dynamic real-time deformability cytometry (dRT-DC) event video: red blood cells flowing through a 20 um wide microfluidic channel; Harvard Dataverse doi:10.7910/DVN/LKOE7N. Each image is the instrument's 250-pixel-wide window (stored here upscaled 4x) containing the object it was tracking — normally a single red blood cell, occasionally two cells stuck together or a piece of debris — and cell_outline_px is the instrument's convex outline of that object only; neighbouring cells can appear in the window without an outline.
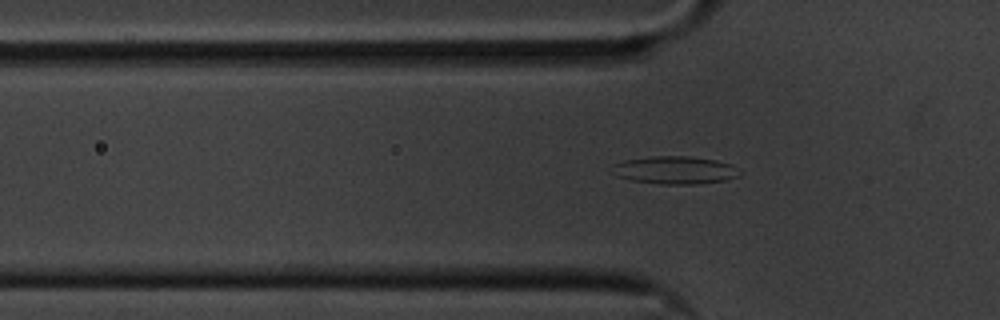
{"species": "common noctule bat (a hibernating species)", "species_latin": "Nyctalus noctula", "temperature_condition": "cold", "stored_images_in_passage": 59, "camera_frame_rate_fps": 3000, "um_per_image_px": 0.085, "animal": {"sex": "male", "body_mass_g": 20.1, "forearm_length_mm": 53.5}, "frame": {"image": 1, "passage_image": 19, "time_ms": 6.0, "image_size_px": [1000, 320], "cell_outline_px": [[740, 176], [724, 180], [696, 184], [660, 184], [632, 180], [616, 176], [612, 164], [624, 160], [652, 156], [688, 156], [716, 160], [732, 164]], "centroid_in_image_um": [57.35, 14.45], "position_along_channel_um": 68.5, "area_um2": 20.46}}
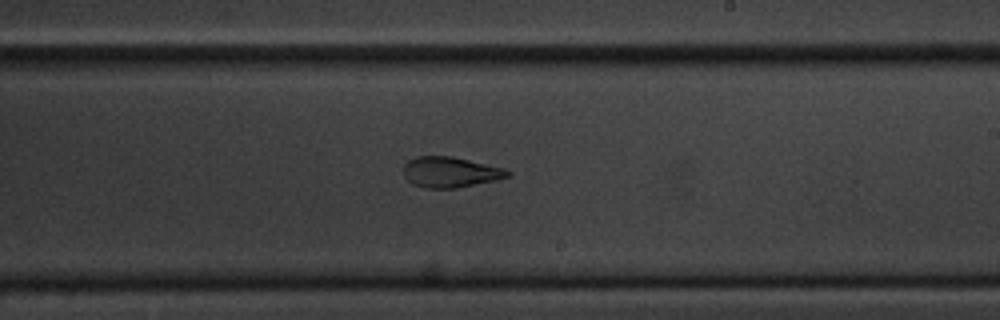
{"frame": {"image": 2, "passage_image": 35, "time_ms": 11.333, "image_size_px": [1000, 320], "cell_outline_px": [[512, 172], [508, 176], [496, 180], [456, 188], [424, 188], [412, 184], [404, 176], [404, 164], [408, 160], [416, 156], [452, 156], [504, 168]], "centroid_in_image_um": [38.25, 14.63], "position_along_channel_um": 250.7, "area_um2": 18.55}}
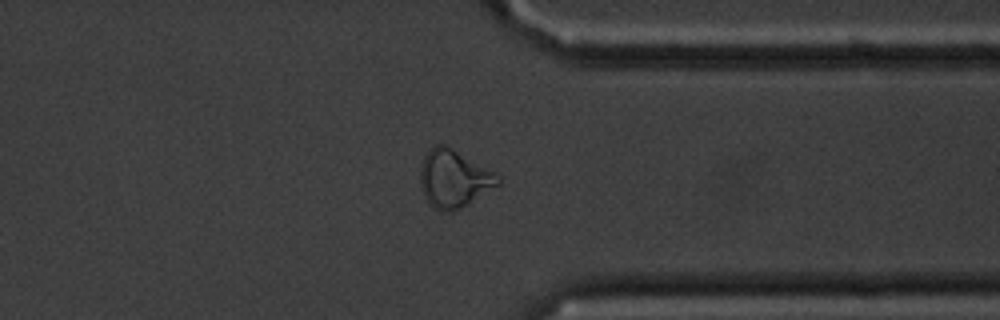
{"frame": {"image": 3, "passage_image": 46, "time_ms": 15.0, "image_size_px": [1000, 320], "cell_outline_px": [[500, 184], [460, 208], [452, 212], [448, 212], [432, 208], [424, 196], [420, 184], [420, 172], [424, 156], [436, 144], [444, 144], [452, 148], [496, 172], [500, 176]], "centroid_in_image_um": [38.58, 15.19], "position_along_channel_um": 372.8, "area_um2": 25.95}, "authors_computed_cell_mechanics": {"area_um2": 20.1144, "velocity_mm_per_s": 3.4009, "shape_relaxation_time_tau1_ms": 7.8533, "shape_relaxation_time_tau2_ms": 2.1749, "deformation_change_tau1": 0.1829, "deformation_change_tau2": 0.0912}}